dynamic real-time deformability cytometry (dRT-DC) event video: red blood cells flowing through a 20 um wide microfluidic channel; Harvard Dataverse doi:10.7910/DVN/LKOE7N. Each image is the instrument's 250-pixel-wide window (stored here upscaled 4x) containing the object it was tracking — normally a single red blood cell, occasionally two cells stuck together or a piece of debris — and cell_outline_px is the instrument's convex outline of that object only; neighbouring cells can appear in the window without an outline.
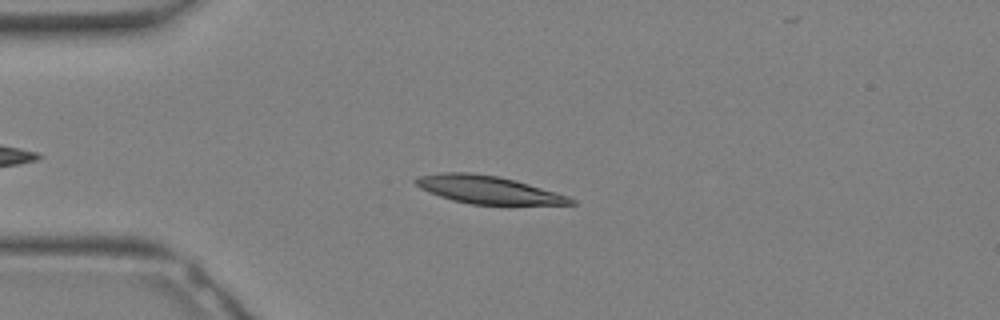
{"species": "Egyptian fruit bat (a non-hibernating species)", "species_latin": "Rousettus aegyptiacus", "temperature_condition": "warm", "stored_images_in_passage": 29, "camera_frame_rate_fps": 3000, "um_per_image_px": 0.085, "animal": {"sex": "female"}, "frame": {"image": 1, "passage_image": 5, "time_ms": 1.333, "image_size_px": [1000, 320], "cell_outline_px": [[576, 204], [472, 204], [452, 200], [428, 192], [420, 188], [412, 180], [416, 176], [444, 172], [468, 172], [500, 176], [516, 180], [556, 192], [568, 196], [576, 200]], "centroid_in_image_um": [41.45, 16.11], "position_along_channel_um": 43.6, "area_um2": 25.09}}
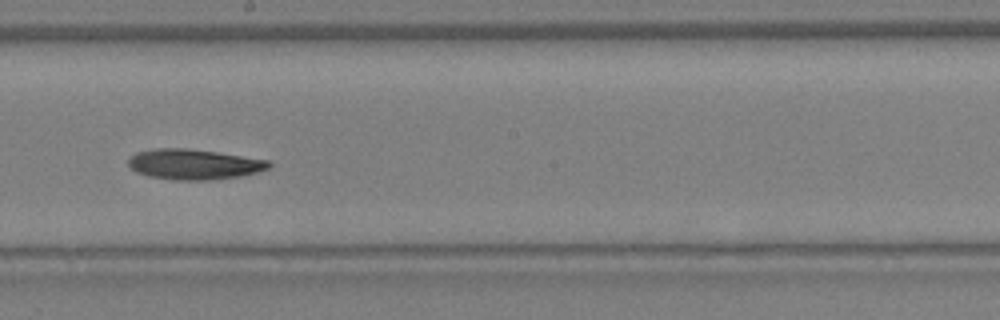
{"frame": {"image": 2, "passage_image": 15, "time_ms": 4.667, "image_size_px": [1000, 320], "cell_outline_px": [[272, 164], [268, 168], [256, 172], [240, 176], [208, 180], [176, 180], [148, 176], [136, 172], [128, 164], [128, 160], [136, 152], [152, 148], [184, 148], [216, 152], [268, 160]], "centroid_in_image_um": [16.45, 13.96], "position_along_channel_um": 231.7, "area_um2": 24.68}}
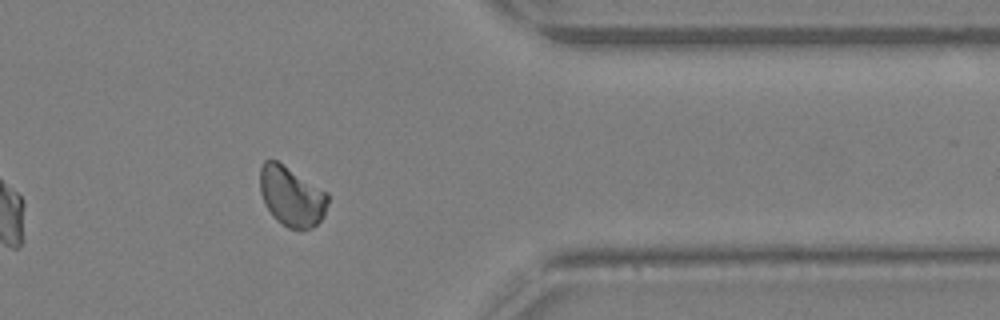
{"frame": {"image": 3, "passage_image": 23, "time_ms": 7.333, "image_size_px": [1000, 320], "cell_outline_px": [[328, 204], [324, 216], [312, 228], [288, 228], [276, 220], [272, 216], [264, 204], [260, 192], [260, 168], [264, 160], [276, 160], [328, 192]], "centroid_in_image_um": [24.77, 16.68], "position_along_channel_um": 386.6, "area_um2": 23.7}}